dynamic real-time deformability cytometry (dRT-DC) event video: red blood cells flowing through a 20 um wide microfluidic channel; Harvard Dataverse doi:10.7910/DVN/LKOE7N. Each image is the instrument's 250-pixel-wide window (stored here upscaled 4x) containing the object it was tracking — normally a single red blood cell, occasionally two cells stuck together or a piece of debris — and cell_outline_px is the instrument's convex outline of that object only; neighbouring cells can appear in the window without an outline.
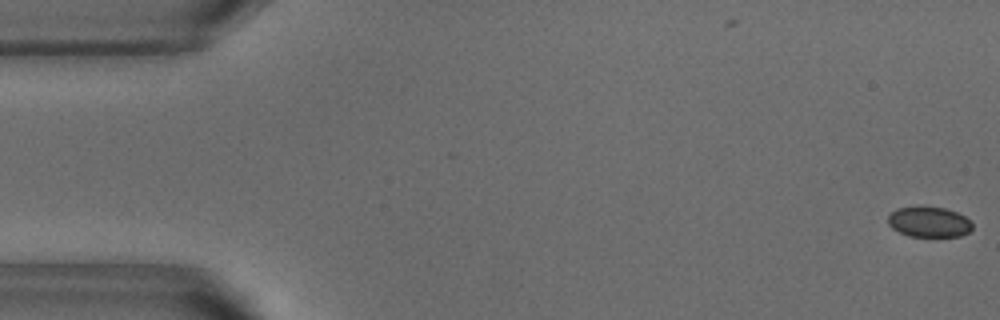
{"species": "common noctule bat (a hibernating species)", "species_latin": "Nyctalus noctula", "temperature_condition": "warm", "stored_images_in_passage": 53, "camera_frame_rate_fps": 3000, "um_per_image_px": 0.085, "animal": {"sex": "male", "body_mass_g": 18.8}, "frame": {"image": 1, "passage_image": 1, "time_ms": 0.0, "image_size_px": [1000, 320], "cell_outline_px": [[972, 228], [968, 232], [960, 236], [908, 236], [892, 228], [888, 224], [888, 216], [896, 208], [944, 208], [956, 212], [972, 220]], "centroid_in_image_um": [78.98, 18.89], "position_along_channel_um": 6.0, "area_um2": 14.62}}
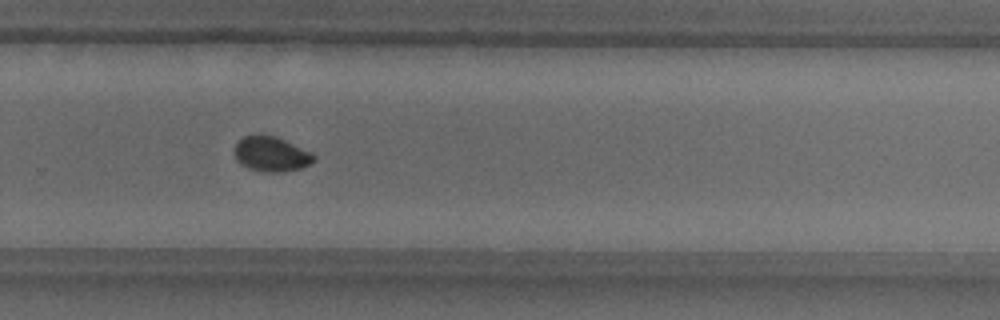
{"frame": {"image": 2, "passage_image": 35, "time_ms": 11.333, "image_size_px": [1000, 320], "cell_outline_px": [[316, 160], [300, 168], [280, 172], [260, 172], [248, 168], [240, 164], [236, 160], [236, 144], [244, 136], [256, 132], [260, 132], [276, 136], [312, 152], [316, 156]], "centroid_in_image_um": [23.05, 13.07], "position_along_channel_um": 306.7, "area_um2": 16.47}}
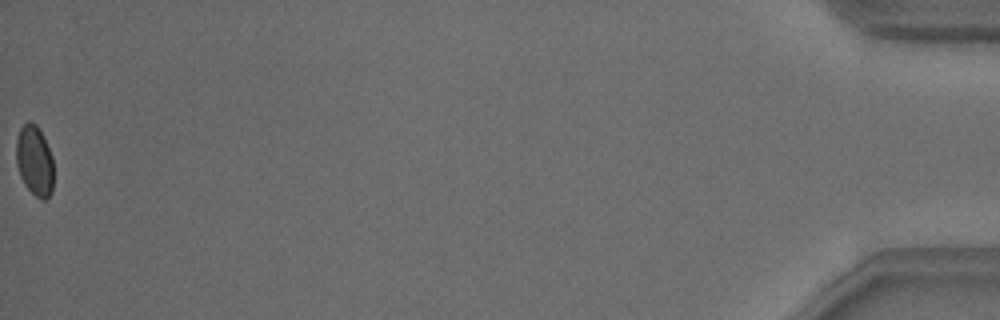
{"frame": {"image": 3, "passage_image": 53, "time_ms": 17.333, "image_size_px": [1000, 320], "cell_outline_px": [[52, 192], [44, 200], [40, 200], [24, 184], [20, 176], [16, 164], [16, 140], [20, 128], [28, 120], [36, 124], [52, 156]], "centroid_in_image_um": [2.91, 13.66], "position_along_channel_um": 432.3, "area_um2": 15.14}, "authors_computed_cell_mechanics": {"area_um2": 16.0684, "velocity_mm_per_s": 3.8324, "shape_relaxation_time_tau1_ms": 2.1035, "shape_relaxation_time_tau2_ms": null, "deformation_change_tau1": 0.0437, "deformation_change_tau2": null}}